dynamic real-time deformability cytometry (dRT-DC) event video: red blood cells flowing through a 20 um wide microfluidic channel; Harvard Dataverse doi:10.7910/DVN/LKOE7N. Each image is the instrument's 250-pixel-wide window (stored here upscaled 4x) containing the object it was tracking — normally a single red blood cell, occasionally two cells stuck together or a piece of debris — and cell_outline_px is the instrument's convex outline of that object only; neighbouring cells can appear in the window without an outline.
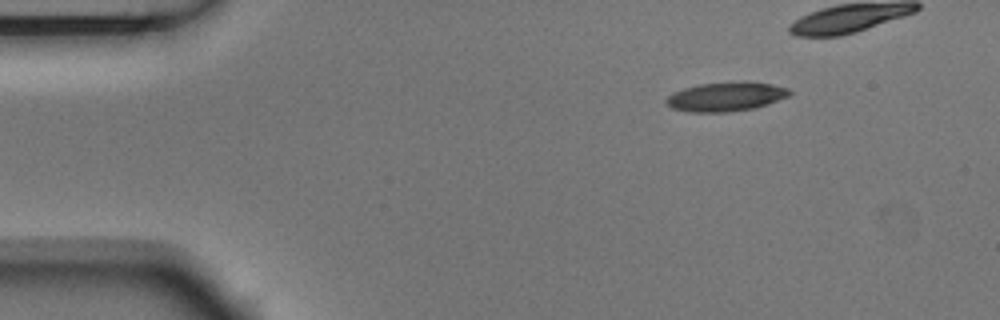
{"species": "Egyptian fruit bat (a non-hibernating species)", "species_latin": "Rousettus aegyptiacus", "temperature_condition": "room temperature", "stored_images_in_passage": 4, "camera_frame_rate_fps": 3000, "um_per_image_px": 0.085, "animal": {"sex": "male"}, "frame": {"image": 1, "passage_image": 1, "time_ms": 0.0, "image_size_px": [1000, 320], "cell_outline_px": [[792, 92], [788, 96], [768, 104], [752, 108], [724, 112], [692, 112], [672, 108], [664, 100], [668, 96], [684, 88], [700, 84], [740, 80], [748, 80], [772, 84], [788, 88]], "centroid_in_image_um": [61.74, 8.19], "position_along_channel_um": 23.3, "area_um2": 20.98}}